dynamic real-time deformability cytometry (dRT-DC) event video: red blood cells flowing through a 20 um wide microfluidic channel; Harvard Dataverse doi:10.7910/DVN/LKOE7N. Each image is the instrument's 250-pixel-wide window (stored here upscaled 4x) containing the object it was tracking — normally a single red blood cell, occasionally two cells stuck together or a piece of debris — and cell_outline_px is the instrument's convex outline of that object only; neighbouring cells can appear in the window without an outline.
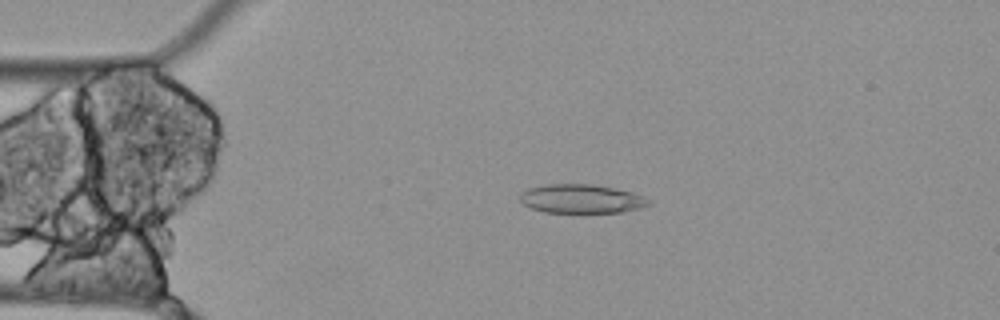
{"species": "Egyptian fruit bat (a non-hibernating species)", "species_latin": "Rousettus aegyptiacus", "temperature_condition": "cold", "stored_images_in_passage": 56, "camera_frame_rate_fps": 3000, "um_per_image_px": 0.085, "animal": {"sex": "female"}, "frame": {"image": 1, "passage_image": 12, "time_ms": 3.667, "image_size_px": [1000, 320], "cell_outline_px": [[652, 204], [640, 208], [620, 212], [544, 212], [532, 208], [524, 204], [520, 200], [520, 196], [528, 188], [548, 184], [592, 184], [632, 192], [644, 196]], "centroid_in_image_um": [49.43, 16.9], "position_along_channel_um": 35.6, "area_um2": 21.39}}
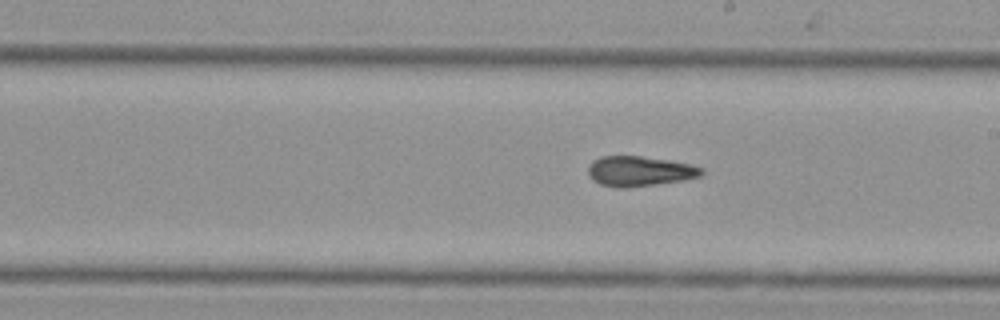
{"frame": {"image": 2, "passage_image": 31, "time_ms": 10.0, "image_size_px": [1000, 320], "cell_outline_px": [[704, 172], [700, 176], [684, 180], [620, 188], [600, 184], [592, 180], [588, 176], [588, 168], [592, 160], [600, 156], [640, 156], [668, 160], [688, 164], [704, 168]], "centroid_in_image_um": [54.33, 14.54], "position_along_channel_um": 234.7, "area_um2": 19.71}}
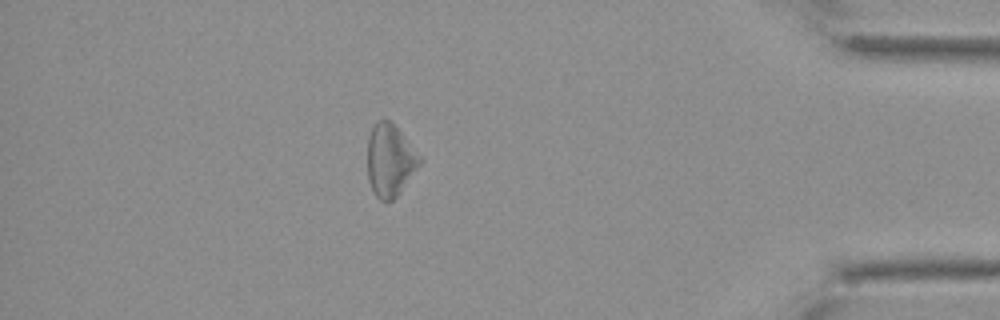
{"frame": {"image": 3, "passage_image": 49, "time_ms": 16.0, "image_size_px": [1000, 320], "cell_outline_px": [[424, 160], [400, 192], [392, 200], [380, 200], [376, 196], [368, 180], [368, 136], [376, 120], [392, 120]], "centroid_in_image_um": [33.17, 13.59], "position_along_channel_um": 402.0, "area_um2": 22.14}, "authors_computed_cell_mechanics": {"area_um2": 21.4438, "velocity_mm_per_s": 3.4821, "shape_relaxation_time_tau1_ms": null, "shape_relaxation_time_tau2_ms": 5.8374, "deformation_change_tau1": null, "deformation_change_tau2": 0.1632}}